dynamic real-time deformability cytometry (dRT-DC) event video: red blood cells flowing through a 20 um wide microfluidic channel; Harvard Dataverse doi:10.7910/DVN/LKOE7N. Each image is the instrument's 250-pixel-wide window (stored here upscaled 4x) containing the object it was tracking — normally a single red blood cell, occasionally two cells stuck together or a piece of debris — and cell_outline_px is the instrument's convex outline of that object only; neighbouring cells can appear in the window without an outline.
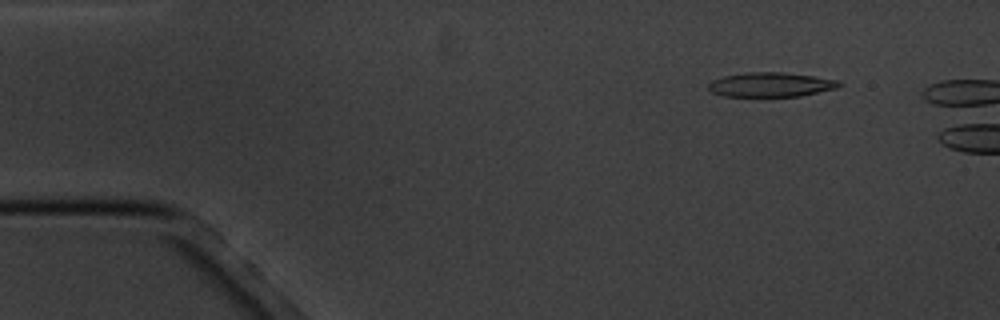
{"species": "common noctule bat (a hibernating species)", "species_latin": "Nyctalus noctula", "temperature_condition": "cold", "stored_images_in_passage": 4, "camera_frame_rate_fps": 3000, "um_per_image_px": 0.085, "animal": {"sex": "male", "body_mass_g": 20.1, "forearm_length_mm": 53.5}, "frame": {"image": 1, "passage_image": 2, "time_ms": 1.0, "image_size_px": [1000, 320], "cell_outline_px": [[844, 84], [836, 88], [800, 96], [724, 96], [712, 92], [708, 88], [708, 84], [712, 80], [724, 76], [744, 72], [780, 72], [812, 76], [840, 80]], "centroid_in_image_um": [65.52, 7.19], "position_along_channel_um": 19.5, "area_um2": 18.55}}